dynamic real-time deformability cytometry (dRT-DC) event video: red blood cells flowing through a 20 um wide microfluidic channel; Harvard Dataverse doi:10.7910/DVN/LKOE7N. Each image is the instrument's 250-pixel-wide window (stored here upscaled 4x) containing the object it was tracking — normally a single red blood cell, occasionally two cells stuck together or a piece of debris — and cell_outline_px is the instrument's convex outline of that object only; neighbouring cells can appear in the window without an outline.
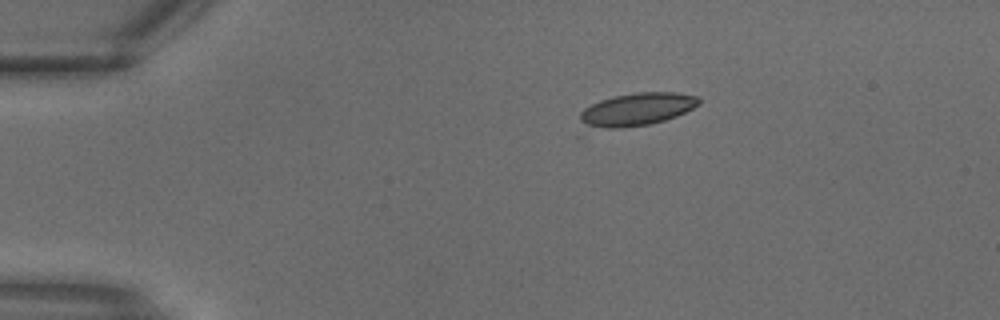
{"species": "common noctule bat (a hibernating species)", "species_latin": "Nyctalus noctula", "temperature_condition": "warm", "stored_images_in_passage": 22, "camera_frame_rate_fps": 3000, "um_per_image_px": 0.085, "animal": {"sex": "male", "body_mass_g": 18.8}, "frame": {"image": 1, "passage_image": 1, "time_ms": 0.0, "image_size_px": [1000, 320], "cell_outline_px": [[700, 104], [676, 116], [664, 120], [648, 124], [620, 128], [584, 128], [580, 120], [580, 112], [584, 108], [600, 100], [612, 96], [636, 92], [676, 92], [696, 96], [700, 100]], "centroid_in_image_um": [54.08, 9.29], "position_along_channel_um": 30.9, "area_um2": 22.77}}
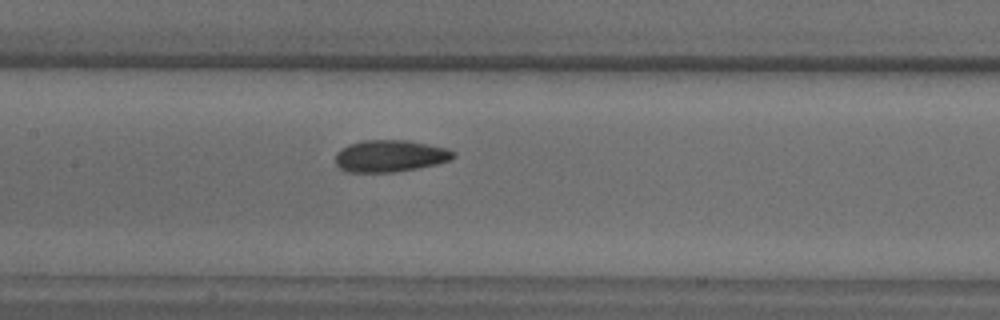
{"frame": {"image": 2, "passage_image": 10, "time_ms": 3.0, "image_size_px": [1000, 320], "cell_outline_px": [[456, 156], [452, 160], [436, 164], [396, 172], [348, 172], [340, 168], [336, 164], [336, 152], [340, 148], [348, 144], [364, 140], [408, 140], [448, 148], [456, 152]], "centroid_in_image_um": [33.17, 13.25], "position_along_channel_um": 174.2, "area_um2": 22.14}}
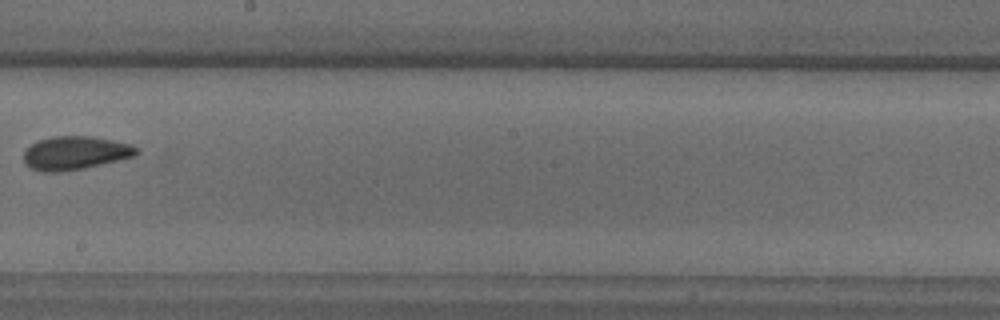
{"frame": {"image": 3, "passage_image": 13, "time_ms": 4.0, "image_size_px": [1000, 320], "cell_outline_px": [[140, 152], [136, 156], [84, 168], [60, 172], [40, 172], [28, 168], [24, 164], [24, 152], [32, 144], [40, 140], [52, 136], [92, 136], [132, 144]], "centroid_in_image_um": [6.38, 13.01], "position_along_channel_um": 241.8, "area_um2": 22.14}}